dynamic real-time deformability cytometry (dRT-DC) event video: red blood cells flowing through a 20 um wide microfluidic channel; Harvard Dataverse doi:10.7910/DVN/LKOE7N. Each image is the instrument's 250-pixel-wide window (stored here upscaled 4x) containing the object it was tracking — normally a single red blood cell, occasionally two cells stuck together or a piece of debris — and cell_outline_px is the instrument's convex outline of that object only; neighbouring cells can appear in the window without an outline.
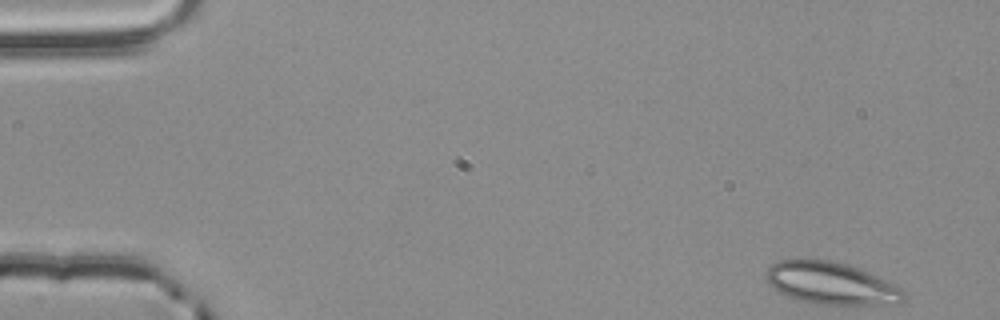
{"species": "common noctule bat (a hibernating species)", "species_latin": "Nyctalus noctula", "temperature_condition": "room temperature", "stored_images_in_passage": 52, "camera_frame_rate_fps": 3000, "um_per_image_px": 0.085, "animal": {"sex": "male", "body_mass_g": 20.4}, "frame": {"image": 1, "passage_image": 1, "time_ms": 0.0, "image_size_px": [1000, 320], "cell_outline_px": [[904, 300], [900, 304], [812, 304], [788, 296], [780, 292], [768, 284], [764, 276], [764, 272], [776, 260], [828, 260], [844, 264], [868, 272], [900, 288], [904, 292]], "centroid_in_image_um": [70.59, 24.09], "position_along_channel_um": 14.4, "area_um2": 33.47}}
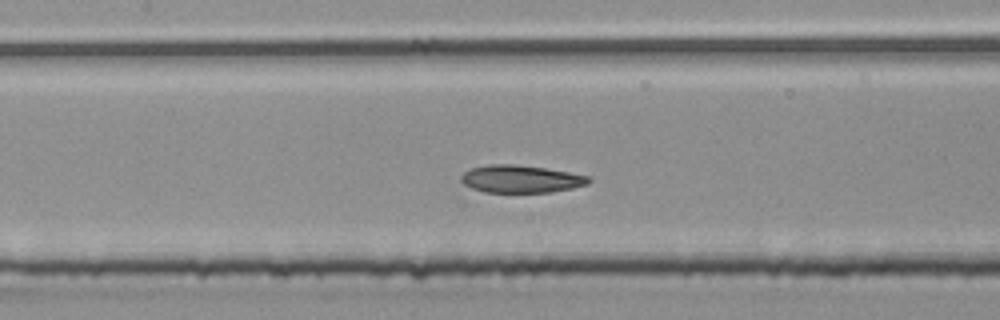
{"frame": {"image": 2, "passage_image": 23, "time_ms": 7.333, "image_size_px": [1000, 320], "cell_outline_px": [[592, 180], [588, 184], [572, 188], [552, 192], [484, 192], [472, 188], [464, 184], [460, 180], [460, 176], [464, 172], [472, 168], [488, 164], [516, 164], [544, 168], [592, 176]], "centroid_in_image_um": [44.29, 15.21], "position_along_channel_um": 163.1, "area_um2": 20.58}}
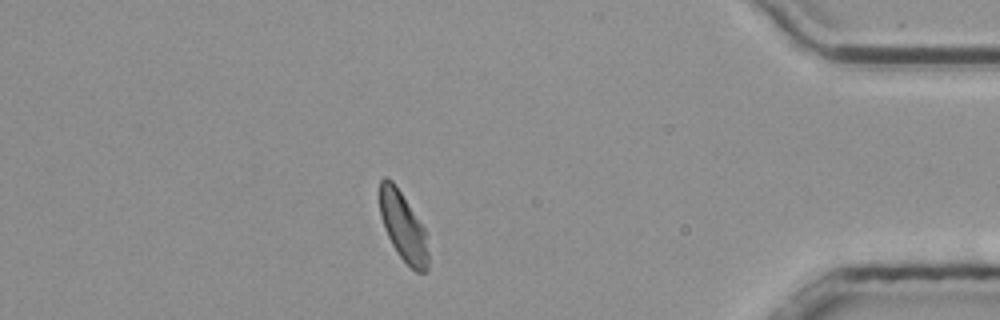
{"frame": {"image": 3, "passage_image": 45, "time_ms": 14.667, "image_size_px": [1000, 320], "cell_outline_px": [[428, 268], [424, 272], [416, 272], [396, 252], [388, 236], [380, 216], [380, 180], [384, 176], [388, 176], [392, 180], [424, 228], [428, 252]], "centroid_in_image_um": [34.25, 19.26], "position_along_channel_um": 400.9, "area_um2": 19.07}, "authors_computed_cell_mechanics": {"area_um2": 20.9814, "velocity_mm_per_s": 3.8184, "shape_relaxation_time_tau1_ms": 10.5764, "shape_relaxation_time_tau2_ms": 1.8209, "deformation_change_tau1": 0.2115, "deformation_change_tau2": 0.0666}}